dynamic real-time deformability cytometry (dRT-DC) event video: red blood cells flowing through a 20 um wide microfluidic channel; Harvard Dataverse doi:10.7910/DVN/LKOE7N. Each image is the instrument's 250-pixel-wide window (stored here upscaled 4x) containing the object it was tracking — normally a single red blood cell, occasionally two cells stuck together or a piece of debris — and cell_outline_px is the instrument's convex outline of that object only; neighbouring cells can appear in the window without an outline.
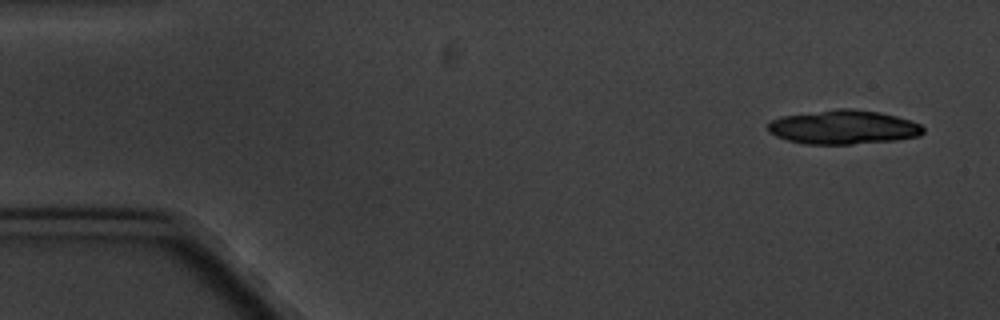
{"species": "common noctule bat (a hibernating species)", "species_latin": "Nyctalus noctula", "temperature_condition": "cold", "stored_images_in_passage": 6, "segment_of_instrument_passage": [1, 2], "camera_frame_rate_fps": 3000, "um_per_image_px": 0.085, "animal": {"sex": "male", "body_mass_g": 20.1, "forearm_length_mm": 53.5}, "frame": {"image": 1, "passage_image": 1, "time_ms": 0.0, "image_size_px": [1000, 320], "cell_outline_px": [[924, 132], [920, 136], [896, 140], [852, 144], [804, 144], [788, 140], [776, 136], [768, 132], [768, 124], [772, 120], [780, 116], [836, 108], [852, 108], [880, 112], [896, 116], [920, 124], [924, 128]], "centroid_in_image_um": [71.68, 10.8], "position_along_channel_um": 13.3, "area_um2": 30.98}}